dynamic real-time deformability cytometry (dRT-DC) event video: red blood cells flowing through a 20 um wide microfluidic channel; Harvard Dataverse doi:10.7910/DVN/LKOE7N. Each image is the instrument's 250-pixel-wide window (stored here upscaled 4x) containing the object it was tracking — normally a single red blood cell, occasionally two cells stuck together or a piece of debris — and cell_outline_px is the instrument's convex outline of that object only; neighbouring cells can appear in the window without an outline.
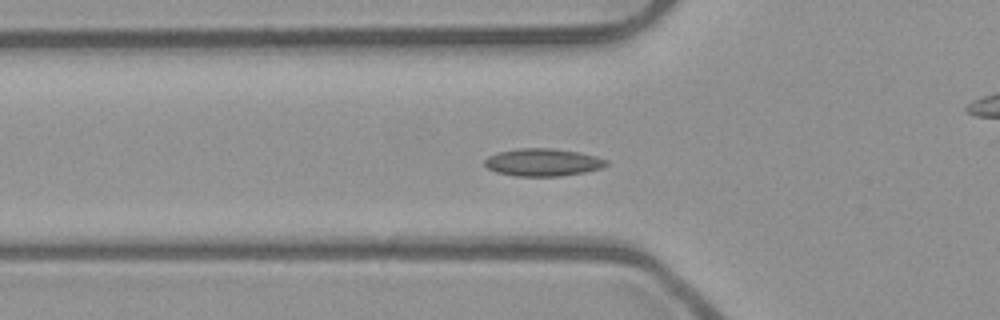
{"species": "common noctule bat (a hibernating species)", "species_latin": "Nyctalus noctula", "temperature_condition": "room temperature", "stored_images_in_passage": 40, "camera_frame_rate_fps": 3000, "um_per_image_px": 0.085, "animal": {"sex": "male", "body_mass_g": 23.1, "forearm_length_mm": 52.7}, "frame": {"image": 1, "passage_image": 5, "time_ms": 1.333, "image_size_px": [1000, 320], "cell_outline_px": [[608, 164], [600, 168], [584, 172], [560, 176], [516, 176], [496, 172], [488, 168], [484, 164], [484, 160], [488, 156], [496, 152], [520, 148], [552, 148], [580, 152], [596, 156], [608, 160]], "centroid_in_image_um": [46.13, 13.79], "position_along_channel_um": 79.7, "area_um2": 19.59}}
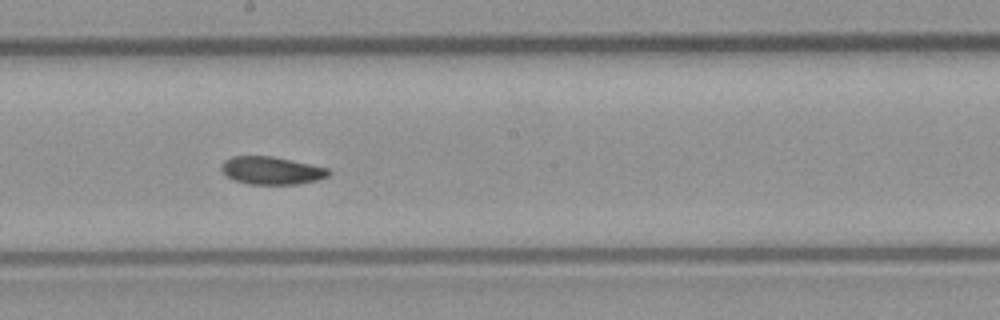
{"frame": {"image": 2, "passage_image": 16, "time_ms": 5.0, "image_size_px": [1000, 320], "cell_outline_px": [[332, 172], [328, 176], [316, 180], [296, 184], [248, 184], [236, 180], [228, 176], [220, 168], [224, 160], [232, 156], [272, 156], [292, 160], [328, 168]], "centroid_in_image_um": [23.09, 14.48], "position_along_channel_um": 225.1, "area_um2": 17.22}}
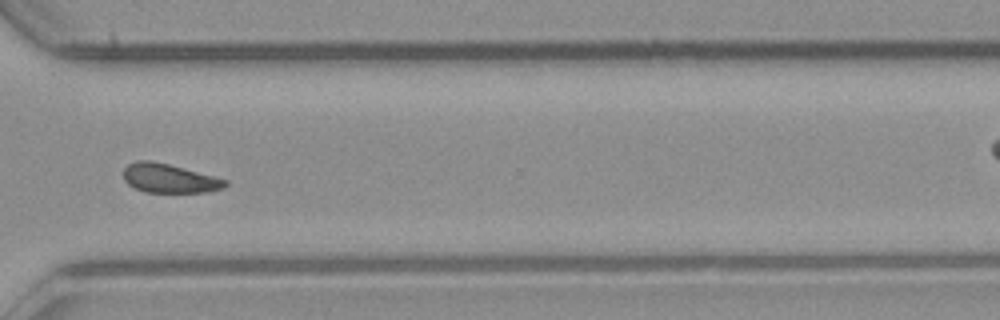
{"frame": {"image": 3, "passage_image": 26, "time_ms": 8.333, "image_size_px": [1000, 320], "cell_outline_px": [[228, 184], [224, 188], [208, 192], [144, 192], [128, 184], [124, 180], [124, 168], [128, 164], [136, 160], [148, 160], [168, 164], [216, 176], [228, 180]], "centroid_in_image_um": [14.42, 15.16], "position_along_channel_um": 356.2, "area_um2": 17.28}, "authors_computed_cell_mechanics": {"area_um2": 17.6868, "velocity_mm_per_s": 3.9399, "shape_relaxation_time_tau1_ms": 8.1464, "shape_relaxation_time_tau2_ms": null, "deformation_change_tau1": 0.1125, "deformation_change_tau2": null}}